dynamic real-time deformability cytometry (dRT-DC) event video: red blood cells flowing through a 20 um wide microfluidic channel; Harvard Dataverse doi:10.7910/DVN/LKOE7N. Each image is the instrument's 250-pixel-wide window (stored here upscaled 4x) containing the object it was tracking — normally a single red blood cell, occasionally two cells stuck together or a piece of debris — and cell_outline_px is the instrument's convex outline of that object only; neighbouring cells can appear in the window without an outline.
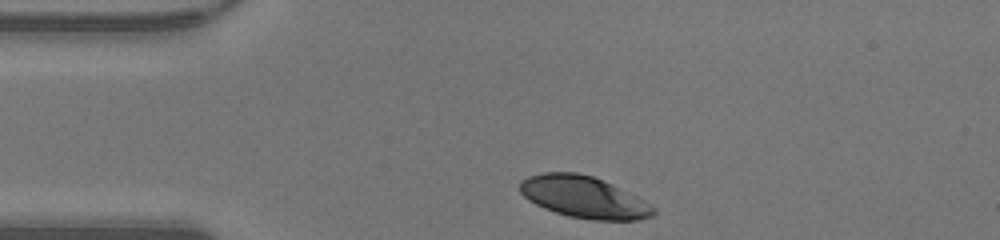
{"species": "human", "species_latin": "Homo sapiens", "temperature_condition": "warm", "stored_images_in_passage": 29, "camera_frame_rate_fps": 3000, "um_per_image_px": 0.085, "donor": {"sex": "male"}, "frame": {"image": 1, "passage_image": 1, "time_ms": 0.0, "image_size_px": [1000, 240], "cell_outline_px": [[656, 212], [652, 216], [640, 220], [592, 220], [568, 216], [544, 208], [528, 200], [520, 192], [520, 180], [528, 176], [544, 172], [576, 172], [592, 176], [612, 184], [636, 196], [656, 208]], "centroid_in_image_um": [49.62, 16.75], "position_along_channel_um": 35.4, "area_um2": 32.43}}
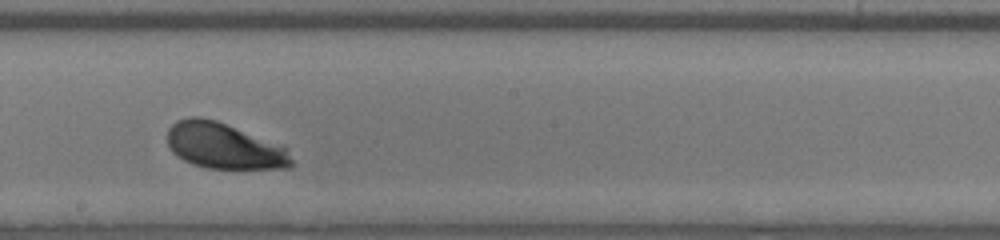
{"frame": {"image": 2, "passage_image": 17, "time_ms": 5.333, "image_size_px": [1000, 240], "cell_outline_px": [[292, 164], [288, 168], [208, 168], [192, 164], [176, 156], [172, 152], [168, 144], [168, 128], [176, 120], [188, 116], [200, 116], [216, 120], [284, 144], [288, 148], [292, 160]], "centroid_in_image_um": [19.06, 12.38], "position_along_channel_um": 229.1, "area_um2": 33.7}}
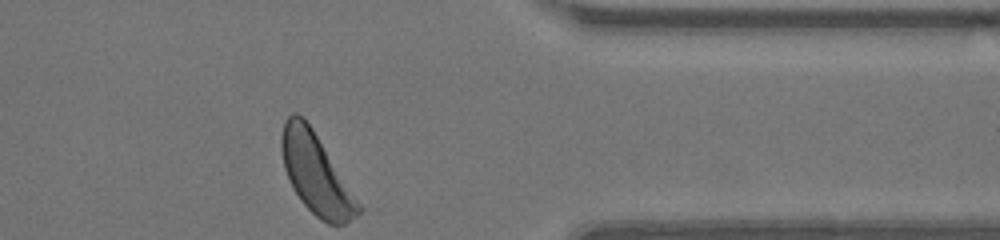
{"frame": {"image": 3, "passage_image": 29, "time_ms": 9.333, "image_size_px": [1000, 240], "cell_outline_px": [[368, 208], [344, 224], [328, 224], [320, 220], [300, 200], [284, 168], [280, 148], [280, 136], [284, 120], [292, 112], [296, 112], [304, 116]], "centroid_in_image_um": [26.95, 14.77], "position_along_channel_um": 384.4, "area_um2": 37.22}, "authors_computed_cell_mechanics": {"area_um2": 33.6396, "velocity_mm_per_s": 4.3167, "shape_relaxation_time_tau1_ms": 1.9178, "shape_relaxation_time_tau2_ms": null, "deformation_change_tau1": 0.1292, "deformation_change_tau2": null}}